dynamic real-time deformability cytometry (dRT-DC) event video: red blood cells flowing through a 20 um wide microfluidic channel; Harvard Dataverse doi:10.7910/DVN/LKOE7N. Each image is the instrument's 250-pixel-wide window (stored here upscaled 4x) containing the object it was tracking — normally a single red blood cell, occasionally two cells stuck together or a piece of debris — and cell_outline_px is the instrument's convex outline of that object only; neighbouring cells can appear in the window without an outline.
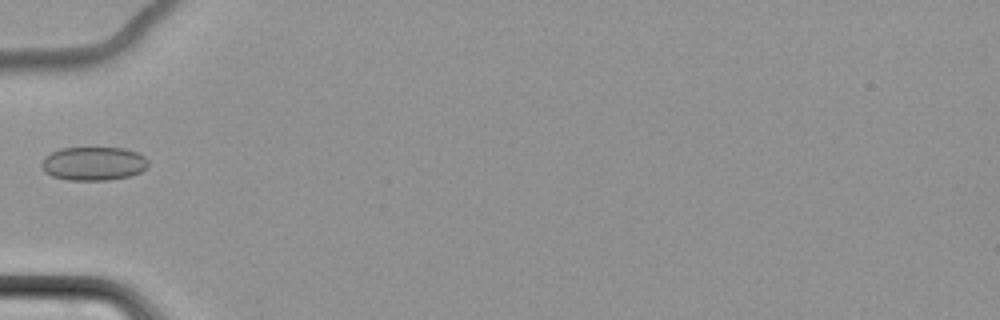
{"species": "common noctule bat (a hibernating species)", "species_latin": "Nyctalus noctula", "temperature_condition": "cold", "stored_images_in_passage": 10, "camera_frame_rate_fps": 3000, "um_per_image_px": 0.085, "animal": {"sex": "female", "body_mass_g": 22.7, "forearm_length_mm": 54.2}, "frame": {"image": 1, "passage_image": 6, "time_ms": 7.0, "image_size_px": [1000, 320], "cell_outline_px": [[148, 164], [140, 172], [128, 176], [108, 180], [68, 180], [52, 176], [44, 172], [40, 164], [44, 156], [60, 148], [124, 148], [136, 152], [144, 156], [148, 160]], "centroid_in_image_um": [7.91, 13.9], "position_along_channel_um": 77.1, "area_um2": 20.92}}
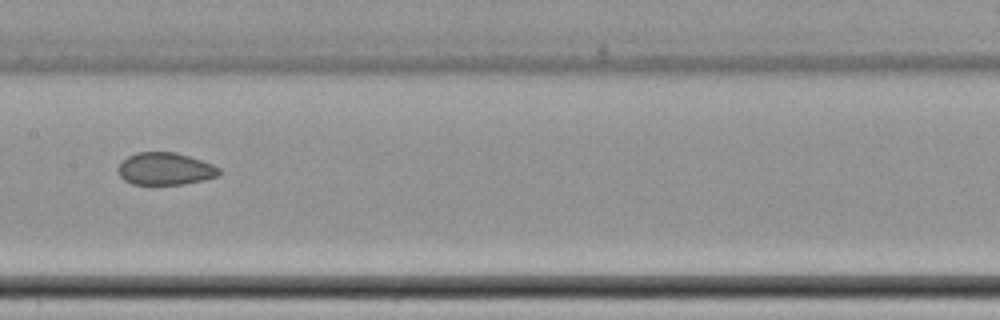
{"frame": {"image": 2, "passage_image": 9, "time_ms": 10.333, "image_size_px": [1000, 320], "cell_outline_px": [[220, 172], [216, 176], [204, 180], [180, 184], [132, 184], [124, 180], [120, 176], [116, 168], [128, 156], [136, 152], [176, 152], [212, 164], [220, 168]], "centroid_in_image_um": [14.01, 14.34], "position_along_channel_um": 193.4, "area_um2": 18.9}}
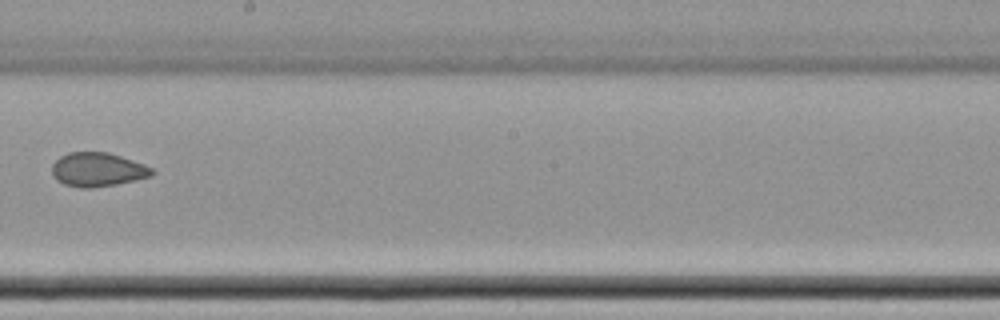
{"frame": {"image": 3, "passage_image": 10, "time_ms": 11.667, "image_size_px": [1000, 320], "cell_outline_px": [[156, 172], [152, 176], [136, 180], [116, 184], [92, 188], [80, 188], [64, 184], [56, 180], [52, 172], [52, 164], [60, 156], [68, 152], [108, 152], [144, 164], [152, 168]], "centroid_in_image_um": [8.3, 14.42], "position_along_channel_um": 239.9, "area_um2": 19.88}}